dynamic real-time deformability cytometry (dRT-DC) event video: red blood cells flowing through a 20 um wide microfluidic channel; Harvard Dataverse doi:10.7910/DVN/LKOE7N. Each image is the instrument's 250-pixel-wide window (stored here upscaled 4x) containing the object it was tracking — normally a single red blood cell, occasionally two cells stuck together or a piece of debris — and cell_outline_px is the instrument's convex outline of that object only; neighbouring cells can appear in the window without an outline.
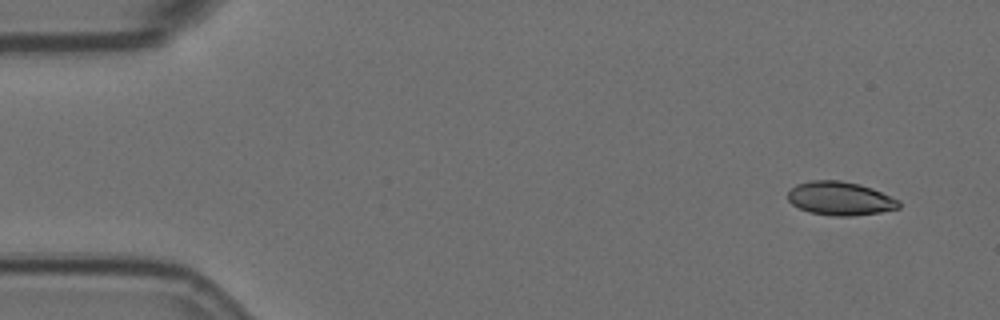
{"species": "Egyptian fruit bat (a non-hibernating species)", "species_latin": "Rousettus aegyptiacus", "temperature_condition": "room temperature", "stored_images_in_passage": 2, "camera_frame_rate_fps": 3000, "um_per_image_px": 0.085, "animal": {"sex": "female"}, "frame": {"image": 1, "passage_image": 1, "time_ms": 0.0, "image_size_px": [1000, 320], "cell_outline_px": [[900, 208], [880, 212], [852, 216], [832, 216], [808, 212], [792, 204], [788, 200], [788, 192], [796, 184], [812, 180], [840, 180], [860, 184], [872, 188], [900, 200]], "centroid_in_image_um": [71.42, 16.87], "position_along_channel_um": 13.6, "area_um2": 21.85}}